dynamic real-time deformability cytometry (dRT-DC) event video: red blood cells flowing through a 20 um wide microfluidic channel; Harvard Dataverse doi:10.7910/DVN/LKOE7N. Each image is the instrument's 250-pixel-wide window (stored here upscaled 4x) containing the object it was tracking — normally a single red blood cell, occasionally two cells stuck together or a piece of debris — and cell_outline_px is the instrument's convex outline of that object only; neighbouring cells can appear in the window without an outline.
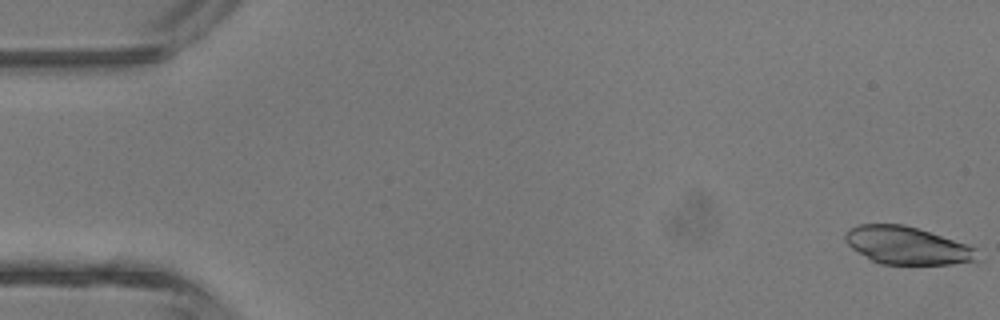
{"species": "common noctule bat (a hibernating species)", "species_latin": "Nyctalus noctula", "temperature_condition": "room temperature", "stored_images_in_passage": 43, "camera_frame_rate_fps": 3000, "um_per_image_px": 0.085, "animal": {"sex": "male", "body_mass_g": 13.3}, "frame": {"image": 1, "passage_image": 1, "time_ms": 0.0, "image_size_px": [1000, 320], "cell_outline_px": [[984, 260], [952, 264], [880, 264], [872, 260], [852, 248], [844, 240], [844, 236], [852, 228], [860, 224], [904, 224], [976, 248]], "centroid_in_image_um": [77.15, 20.89], "position_along_channel_um": 7.9, "area_um2": 28.73}}
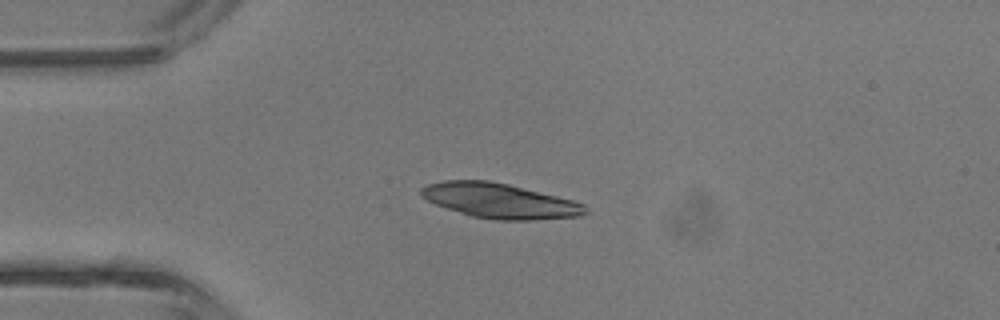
{"frame": {"image": 2, "passage_image": 11, "time_ms": 3.333, "image_size_px": [1000, 320], "cell_outline_px": [[588, 212], [580, 216], [532, 220], [496, 220], [472, 216], [436, 204], [420, 196], [420, 188], [428, 184], [444, 180], [488, 180], [508, 184], [572, 200], [584, 204], [588, 208]], "centroid_in_image_um": [42.48, 17.06], "position_along_channel_um": 42.5, "area_um2": 33.18}}